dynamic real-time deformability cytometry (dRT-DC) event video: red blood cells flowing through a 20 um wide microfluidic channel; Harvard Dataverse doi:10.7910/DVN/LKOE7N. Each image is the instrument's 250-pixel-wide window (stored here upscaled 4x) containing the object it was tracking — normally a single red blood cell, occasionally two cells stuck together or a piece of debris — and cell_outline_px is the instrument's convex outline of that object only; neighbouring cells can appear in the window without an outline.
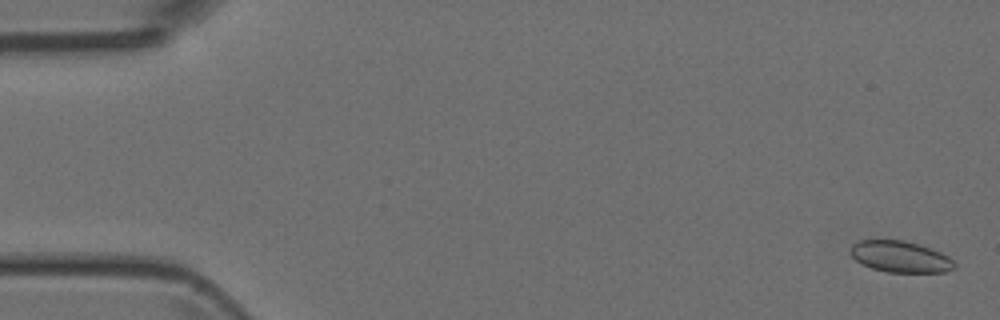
{"species": "Egyptian fruit bat (a non-hibernating species)", "species_latin": "Rousettus aegyptiacus", "temperature_condition": "room temperature", "stored_images_in_passage": 51, "camera_frame_rate_fps": 3000, "um_per_image_px": 0.085, "animal": {"sex": "female"}, "frame": {"image": 1, "passage_image": 2, "time_ms": 0.333, "image_size_px": [1000, 320], "cell_outline_px": [[956, 268], [944, 272], [888, 272], [872, 268], [856, 260], [848, 252], [852, 244], [856, 240], [904, 240], [920, 244], [940, 252], [948, 256], [956, 264]], "centroid_in_image_um": [76.52, 21.81], "position_along_channel_um": 8.5, "area_um2": 19.07}}
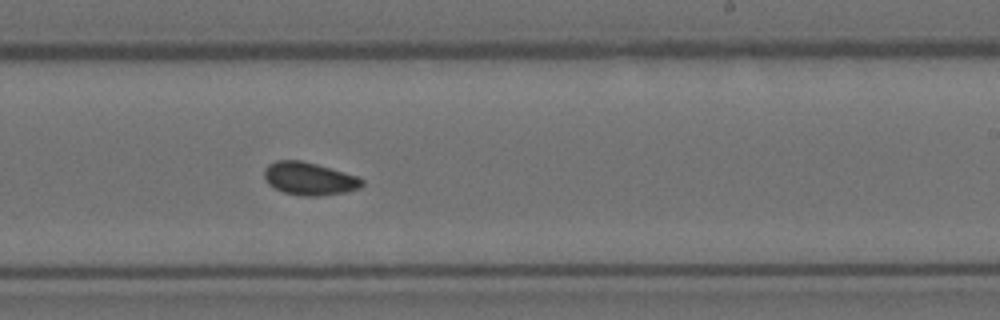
{"frame": {"image": 2, "passage_image": 31, "time_ms": 10.0, "image_size_px": [1000, 320], "cell_outline_px": [[364, 184], [360, 188], [344, 192], [320, 196], [304, 196], [284, 192], [268, 184], [264, 176], [264, 168], [268, 164], [276, 160], [300, 160], [316, 164], [344, 172], [356, 176], [364, 180]], "centroid_in_image_um": [26.28, 15.18], "position_along_channel_um": 262.7, "area_um2": 18.61}}
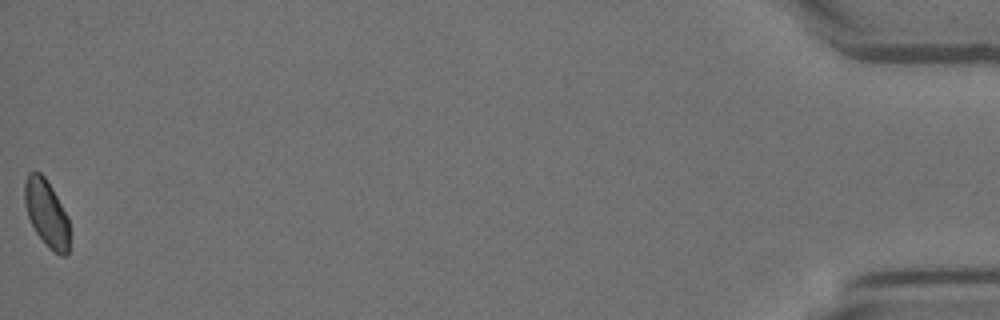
{"frame": {"image": 3, "passage_image": 51, "time_ms": 16.667, "image_size_px": [1000, 320], "cell_outline_px": [[68, 252], [64, 256], [60, 256], [52, 252], [48, 248], [36, 232], [28, 216], [24, 200], [24, 180], [28, 172], [40, 172], [44, 176], [52, 188], [68, 216]], "centroid_in_image_um": [3.94, 18.12], "position_along_channel_um": 431.3, "area_um2": 17.51}}